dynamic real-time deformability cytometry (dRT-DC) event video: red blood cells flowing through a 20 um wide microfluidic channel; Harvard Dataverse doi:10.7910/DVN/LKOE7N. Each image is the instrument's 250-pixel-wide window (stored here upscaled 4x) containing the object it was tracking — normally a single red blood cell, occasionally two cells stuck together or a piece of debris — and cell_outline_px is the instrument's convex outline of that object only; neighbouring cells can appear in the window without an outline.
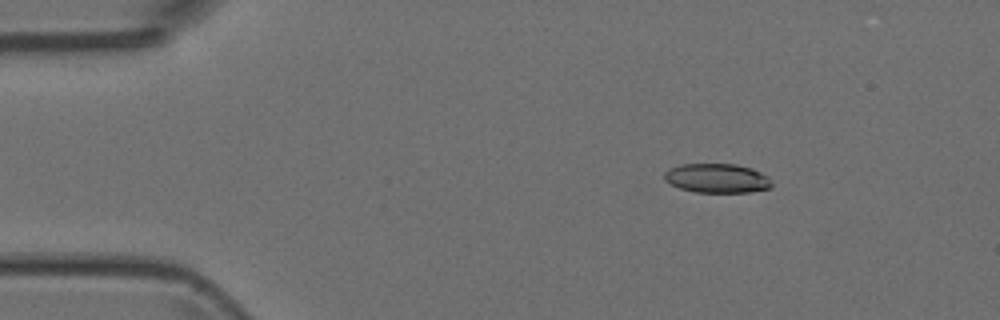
{"species": "Egyptian fruit bat (a non-hibernating species)", "species_latin": "Rousettus aegyptiacus", "temperature_condition": "room temperature", "stored_images_in_passage": 44, "camera_frame_rate_fps": 3000, "um_per_image_px": 0.085, "animal": {"sex": "female"}, "frame": {"image": 1, "passage_image": 1, "time_ms": 0.0, "image_size_px": [1000, 320], "cell_outline_px": [[772, 188], [748, 192], [696, 192], [680, 188], [664, 180], [664, 172], [668, 168], [680, 164], [736, 164], [752, 168], [768, 176], [772, 184]], "centroid_in_image_um": [60.94, 15.14], "position_along_channel_um": 24.1, "area_um2": 18.38}}
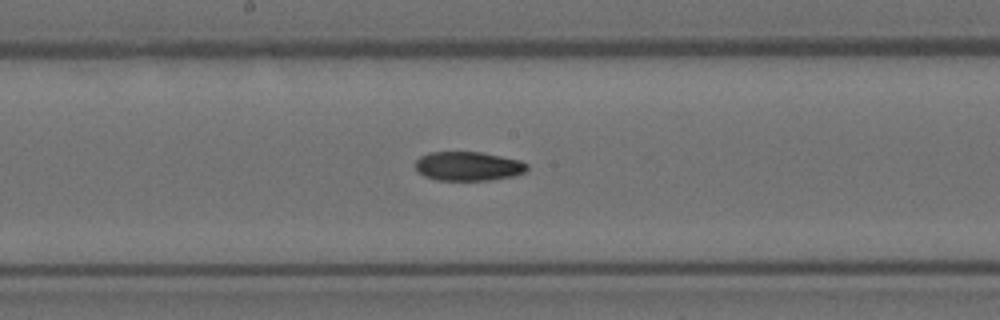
{"frame": {"image": 2, "passage_image": 20, "time_ms": 6.333, "image_size_px": [1000, 320], "cell_outline_px": [[528, 168], [524, 172], [516, 176], [492, 180], [436, 180], [424, 176], [416, 172], [416, 160], [420, 156], [428, 152], [484, 152], [520, 160], [528, 164]], "centroid_in_image_um": [39.8, 14.13], "position_along_channel_um": 208.4, "area_um2": 19.25}}
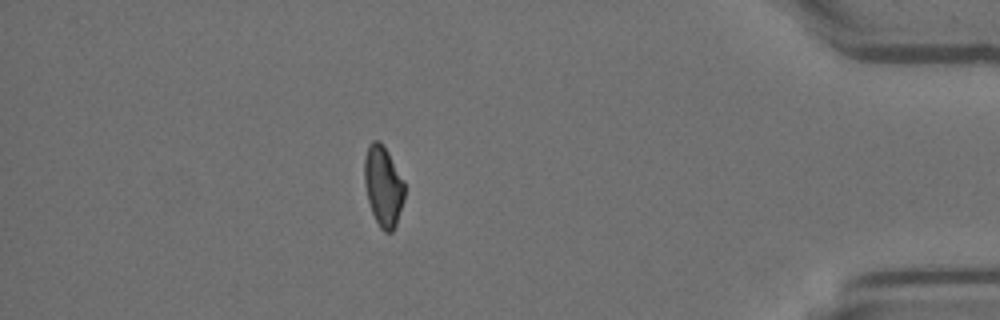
{"frame": {"image": 3, "passage_image": 38, "time_ms": 12.333, "image_size_px": [1000, 320], "cell_outline_px": [[404, 200], [396, 224], [392, 232], [384, 232], [380, 228], [372, 212], [368, 200], [364, 184], [364, 156], [368, 144], [372, 140], [380, 140], [388, 152], [404, 180]], "centroid_in_image_um": [32.56, 15.79], "position_along_channel_um": 402.6, "area_um2": 18.96}}